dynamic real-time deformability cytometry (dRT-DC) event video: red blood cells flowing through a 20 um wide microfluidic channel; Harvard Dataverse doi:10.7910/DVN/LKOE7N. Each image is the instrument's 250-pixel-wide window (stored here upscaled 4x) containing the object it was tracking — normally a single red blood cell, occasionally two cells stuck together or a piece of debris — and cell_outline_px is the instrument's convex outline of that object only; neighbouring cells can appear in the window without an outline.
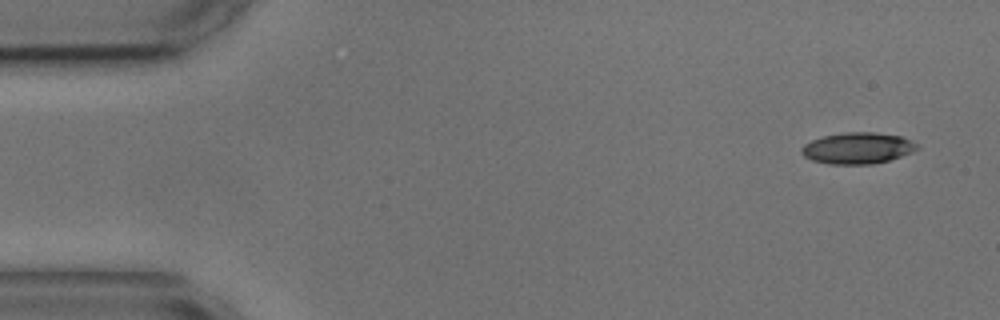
{"species": "common noctule bat (a hibernating species)", "species_latin": "Nyctalus noctula", "temperature_condition": "cold", "stored_images_in_passage": 5, "camera_frame_rate_fps": 3000, "um_per_image_px": 0.085, "animal": {"sex": "male", "body_mass_g": 17.9, "forearm_length_mm": 54.2}, "frame": {"image": 1, "passage_image": 1, "time_ms": 0.0, "image_size_px": [1000, 320], "cell_outline_px": [[920, 148], [912, 152], [888, 160], [872, 164], [828, 164], [812, 160], [804, 156], [800, 152], [800, 148], [804, 144], [812, 140], [824, 136], [848, 132], [876, 132], [900, 136], [920, 144]], "centroid_in_image_um": [72.9, 12.59], "position_along_channel_um": 12.1, "area_um2": 21.1}}
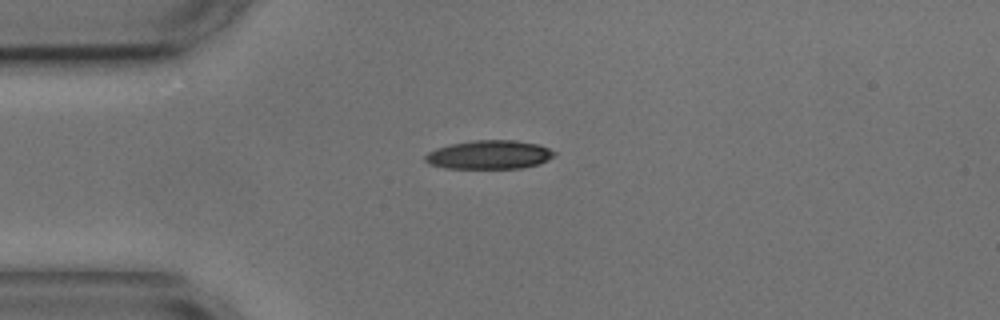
{"frame": {"image": 2, "passage_image": 4, "time_ms": 3.333, "image_size_px": [1000, 320], "cell_outline_px": [[556, 156], [540, 164], [520, 168], [444, 168], [428, 164], [424, 160], [424, 156], [428, 152], [436, 148], [452, 144], [476, 140], [516, 140], [536, 144], [548, 148], [556, 152]], "centroid_in_image_um": [41.59, 13.16], "position_along_channel_um": 43.4, "area_um2": 21.68}}
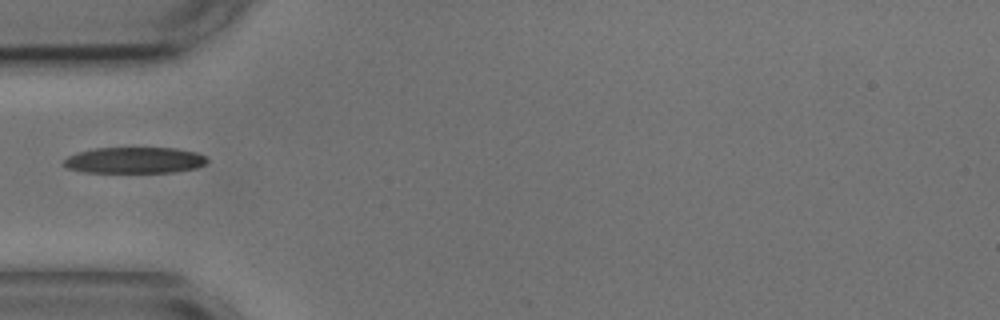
{"frame": {"image": 3, "passage_image": 5, "time_ms": 4.667, "image_size_px": [1000, 320], "cell_outline_px": [[208, 160], [204, 164], [196, 168], [172, 172], [84, 172], [68, 168], [64, 164], [64, 160], [68, 156], [76, 152], [96, 148], [176, 148], [196, 152], [204, 156]], "centroid_in_image_um": [11.43, 13.61], "position_along_channel_um": 73.6, "area_um2": 21.73}}